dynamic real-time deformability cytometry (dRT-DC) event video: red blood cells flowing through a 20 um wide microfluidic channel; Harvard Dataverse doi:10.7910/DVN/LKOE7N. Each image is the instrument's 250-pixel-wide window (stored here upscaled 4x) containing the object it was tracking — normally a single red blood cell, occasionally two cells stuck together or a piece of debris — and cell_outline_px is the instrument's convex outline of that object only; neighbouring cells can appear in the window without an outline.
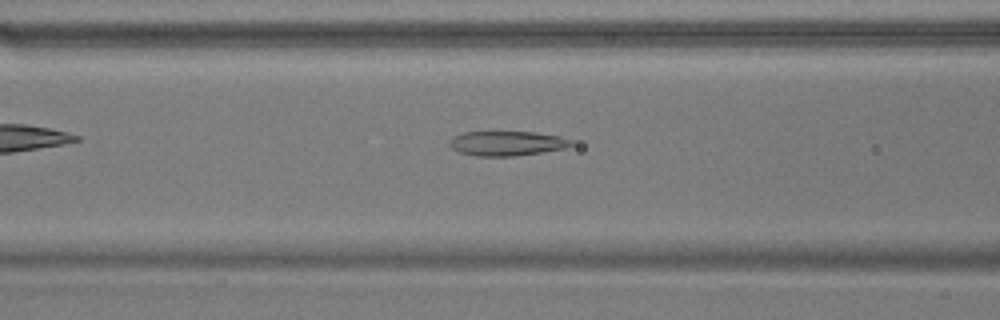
{"species": "common noctule bat (a hibernating species)", "species_latin": "Nyctalus noctula", "temperature_condition": "warm", "stored_images_in_passage": 43, "camera_frame_rate_fps": 3000, "um_per_image_px": 0.085, "animal": {"sex": "male", "body_mass_g": 17.9}, "frame": {"image": 1, "passage_image": 12, "time_ms": 3.667, "image_size_px": [1000, 320], "cell_outline_px": [[572, 144], [564, 148], [540, 152], [512, 156], [476, 156], [456, 152], [448, 144], [448, 140], [452, 136], [464, 132], [536, 132], [560, 136], [572, 140]], "centroid_in_image_um": [43.01, 12.18], "position_along_channel_um": 123.6, "area_um2": 17.51}}
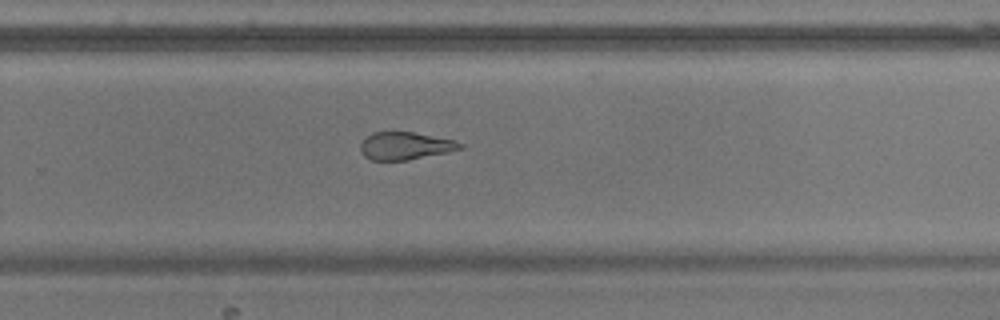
{"frame": {"image": 2, "passage_image": 26, "time_ms": 8.333, "image_size_px": [1000, 320], "cell_outline_px": [[464, 148], [448, 152], [408, 160], [368, 160], [364, 156], [360, 148], [360, 144], [372, 132], [412, 132], [452, 140], [464, 144]], "centroid_in_image_um": [34.43, 12.41], "position_along_channel_um": 295.4, "area_um2": 15.9}}
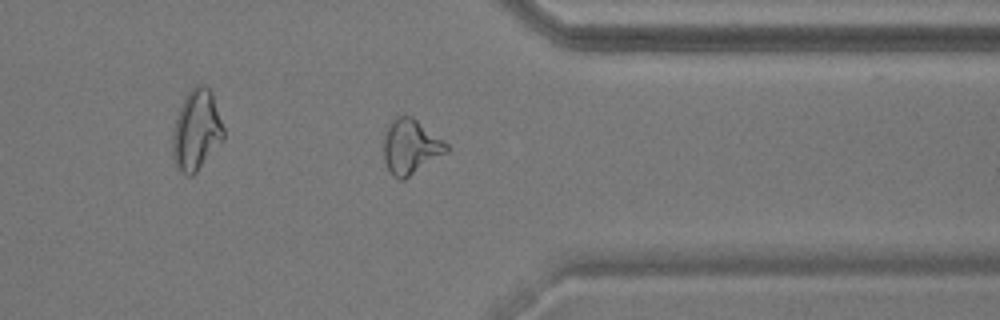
{"frame": {"image": 3, "passage_image": 33, "time_ms": 10.667, "image_size_px": [1000, 320], "cell_outline_px": [[448, 152], [404, 180], [400, 180], [392, 176], [384, 160], [384, 136], [388, 124], [396, 116], [412, 116], [444, 140], [448, 144]], "centroid_in_image_um": [34.91, 12.48], "position_along_channel_um": 376.5, "area_um2": 20.17}}